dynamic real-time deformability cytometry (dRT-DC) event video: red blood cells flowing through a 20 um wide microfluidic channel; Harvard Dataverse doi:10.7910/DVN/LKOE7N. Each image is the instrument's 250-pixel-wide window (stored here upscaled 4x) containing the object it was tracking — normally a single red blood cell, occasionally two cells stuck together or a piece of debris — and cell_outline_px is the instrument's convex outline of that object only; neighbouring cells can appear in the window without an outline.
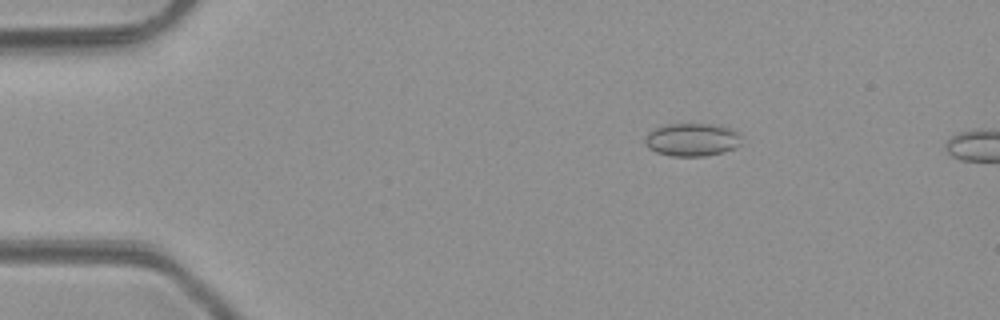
{"species": "common noctule bat (a hibernating species)", "species_latin": "Nyctalus noctula", "temperature_condition": "room temperature", "stored_images_in_passage": 4, "camera_frame_rate_fps": 3000, "um_per_image_px": 0.085, "animal": {"sex": "male", "body_mass_g": 23.1, "forearm_length_mm": 52.7}, "frame": {"image": 1, "passage_image": 3, "time_ms": 2.333, "image_size_px": [1000, 320], "cell_outline_px": [[740, 144], [724, 152], [704, 156], [672, 156], [656, 152], [648, 148], [644, 140], [644, 136], [648, 132], [664, 124], [712, 124], [728, 128], [740, 132]], "centroid_in_image_um": [58.79, 11.87], "position_along_channel_um": 26.2, "area_um2": 18.55}}